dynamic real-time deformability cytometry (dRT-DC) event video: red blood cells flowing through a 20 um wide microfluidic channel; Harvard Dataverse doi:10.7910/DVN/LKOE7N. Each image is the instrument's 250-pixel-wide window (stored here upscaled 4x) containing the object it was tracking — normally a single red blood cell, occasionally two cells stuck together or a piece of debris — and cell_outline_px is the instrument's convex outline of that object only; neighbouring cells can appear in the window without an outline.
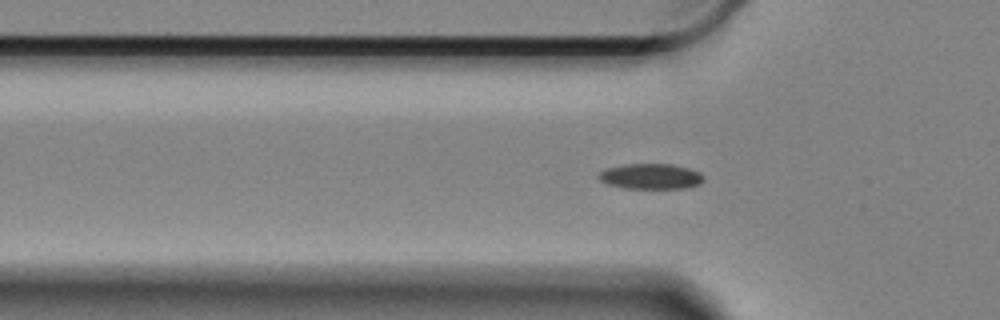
{"species": "Egyptian fruit bat (a non-hibernating species)", "species_latin": "Rousettus aegyptiacus", "temperature_condition": "cold", "stored_images_in_passage": 57, "camera_frame_rate_fps": 3000, "um_per_image_px": 0.085, "animal": {"sex": "female"}, "frame": {"image": 1, "passage_image": 14, "time_ms": 4.333, "image_size_px": [1000, 320], "cell_outline_px": [[704, 180], [700, 184], [688, 188], [624, 188], [608, 184], [600, 180], [596, 176], [600, 172], [608, 168], [624, 164], [672, 164], [688, 168], [700, 172], [704, 176]], "centroid_in_image_um": [55.34, 14.99], "position_along_channel_um": 70.5, "area_um2": 15.61}}
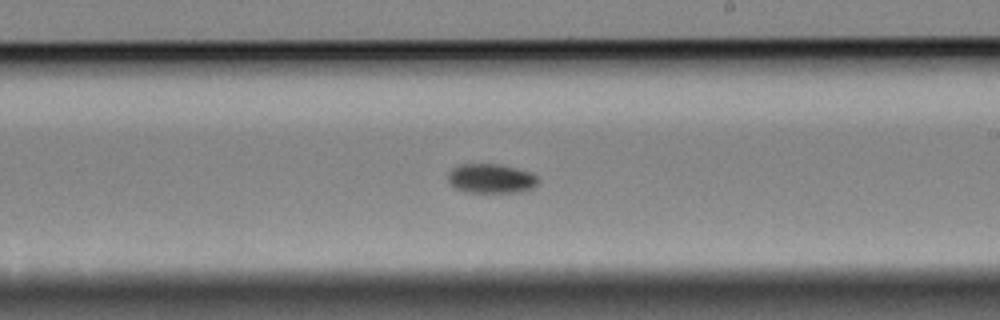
{"frame": {"image": 2, "passage_image": 30, "time_ms": 9.667, "image_size_px": [1000, 320], "cell_outline_px": [[536, 184], [532, 188], [516, 192], [464, 192], [456, 188], [448, 180], [448, 172], [452, 168], [460, 164], [500, 164], [528, 172], [536, 176]], "centroid_in_image_um": [41.67, 15.17], "position_along_channel_um": 247.3, "area_um2": 15.14}}
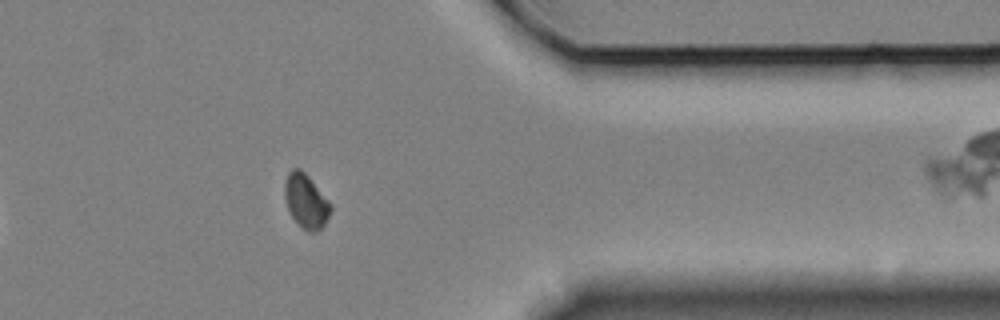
{"frame": {"image": 3, "passage_image": 44, "time_ms": 14.333, "image_size_px": [1000, 320], "cell_outline_px": [[332, 208], [324, 224], [316, 232], [308, 232], [292, 216], [288, 208], [284, 196], [284, 184], [288, 172], [292, 168], [300, 168], [308, 176], [332, 204]], "centroid_in_image_um": [26.0, 17.06], "position_along_channel_um": 385.4, "area_um2": 14.28}, "authors_computed_cell_mechanics": {"area_um2": 14.739, "velocity_mm_per_s": 3.2956, "shape_relaxation_time_tau1_ms": 1.297, "shape_relaxation_time_tau2_ms": null, "deformation_change_tau1": 0.0708, "deformation_change_tau2": null}}